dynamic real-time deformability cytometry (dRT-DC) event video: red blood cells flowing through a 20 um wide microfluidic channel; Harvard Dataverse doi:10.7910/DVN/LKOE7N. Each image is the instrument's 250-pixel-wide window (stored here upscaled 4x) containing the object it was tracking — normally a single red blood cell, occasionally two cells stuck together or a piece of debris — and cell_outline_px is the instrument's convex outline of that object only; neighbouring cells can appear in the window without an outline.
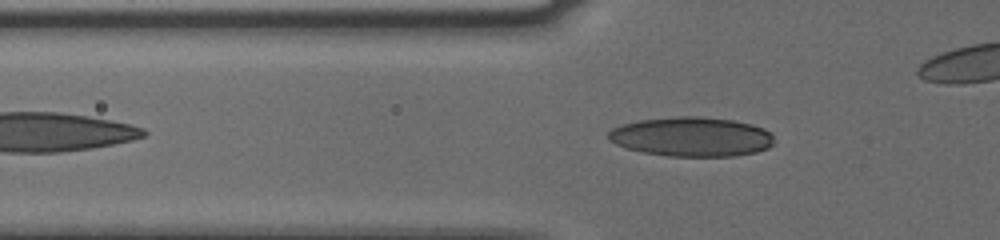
{"species": "human", "species_latin": "Homo sapiens", "temperature_condition": "cold", "stored_images_in_passage": 24, "segment_of_instrument_passage": [1, 2], "camera_frame_rate_fps": 3000, "um_per_image_px": 0.085, "donor": {"sex": "male"}, "frame": {"image": 1, "passage_image": 4, "time_ms": 1.0, "image_size_px": [1000, 240], "cell_outline_px": [[772, 144], [768, 148], [756, 152], [736, 156], [668, 156], [644, 152], [628, 148], [616, 144], [608, 140], [608, 132], [612, 128], [624, 124], [640, 120], [676, 116], [700, 116], [732, 120], [752, 124], [764, 128], [772, 136]], "centroid_in_image_um": [58.78, 11.62], "position_along_channel_um": 67.0, "area_um2": 37.97}}
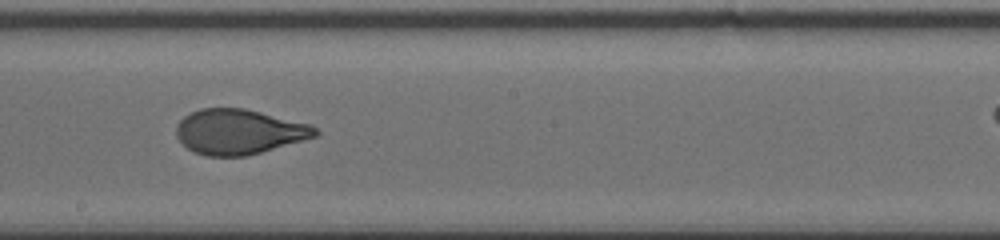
{"frame": {"image": 2, "passage_image": 14, "time_ms": 4.333, "image_size_px": [1000, 240], "cell_outline_px": [[320, 136], [248, 156], [204, 156], [192, 152], [176, 136], [176, 124], [184, 116], [200, 108], [244, 108], [312, 124], [320, 132]], "centroid_in_image_um": [20.35, 11.21], "position_along_channel_um": 227.8, "area_um2": 36.93}}
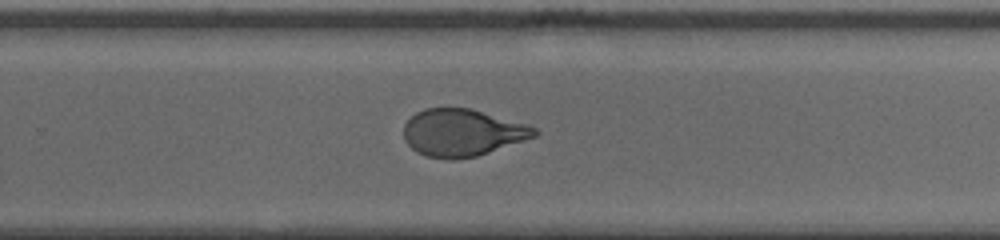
{"frame": {"image": 3, "passage_image": 19, "time_ms": 6.0, "image_size_px": [1000, 240], "cell_outline_px": [[540, 132], [536, 136], [476, 156], [452, 160], [448, 160], [424, 156], [416, 152], [404, 140], [404, 124], [416, 112], [424, 108], [468, 108], [528, 124], [536, 128]], "centroid_in_image_um": [39.27, 11.28], "position_along_channel_um": 290.5, "area_um2": 35.89}}